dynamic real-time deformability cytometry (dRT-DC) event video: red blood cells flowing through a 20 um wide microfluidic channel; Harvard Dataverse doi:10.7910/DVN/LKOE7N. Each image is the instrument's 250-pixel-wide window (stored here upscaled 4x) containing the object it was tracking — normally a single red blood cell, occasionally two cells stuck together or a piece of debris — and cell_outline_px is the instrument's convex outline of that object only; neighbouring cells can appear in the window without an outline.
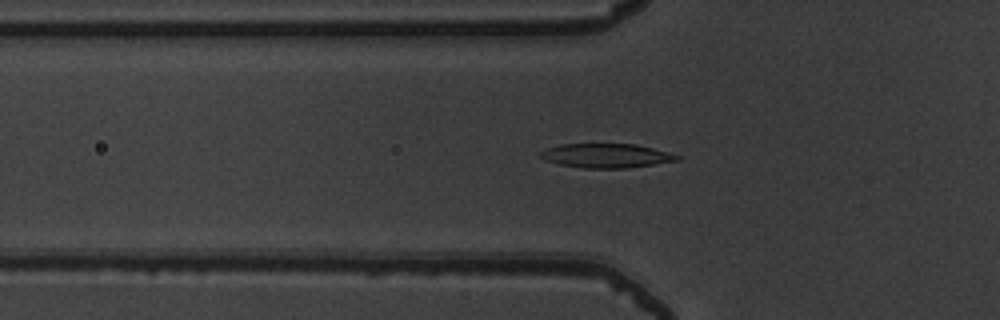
{"species": "common noctule bat (a hibernating species)", "species_latin": "Nyctalus noctula", "temperature_condition": "warm", "stored_images_in_passage": 50, "camera_frame_rate_fps": 3000, "um_per_image_px": 0.085, "animal": {"sex": "male", "body_mass_g": 19.5, "forearm_length_mm": 54.6}, "frame": {"image": 1, "passage_image": 16, "time_ms": 5.0, "image_size_px": [1000, 320], "cell_outline_px": [[680, 160], [624, 168], [584, 168], [560, 164], [544, 160], [540, 156], [540, 152], [548, 148], [560, 144], [636, 144], [668, 152], [680, 156]], "centroid_in_image_um": [51.52, 13.23], "position_along_channel_um": 74.3, "area_um2": 19.02}}
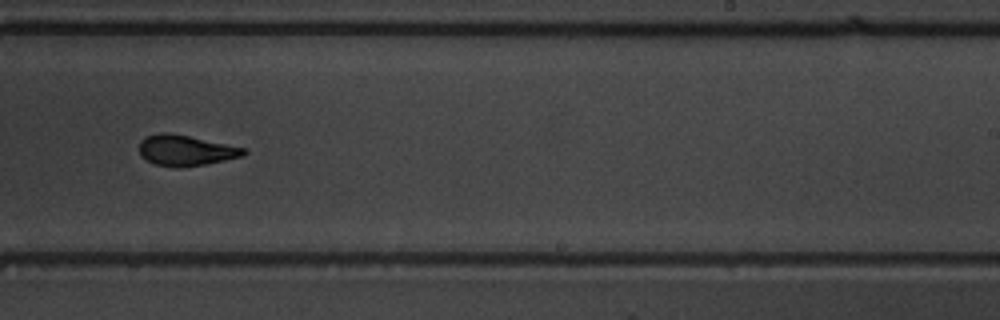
{"frame": {"image": 2, "passage_image": 31, "time_ms": 10.0, "image_size_px": [1000, 320], "cell_outline_px": [[248, 152], [244, 156], [204, 164], [180, 168], [176, 168], [156, 164], [140, 156], [140, 140], [148, 136], [160, 132], [168, 132], [188, 136], [244, 148]], "centroid_in_image_um": [15.77, 12.79], "position_along_channel_um": 273.2, "area_um2": 18.44}}
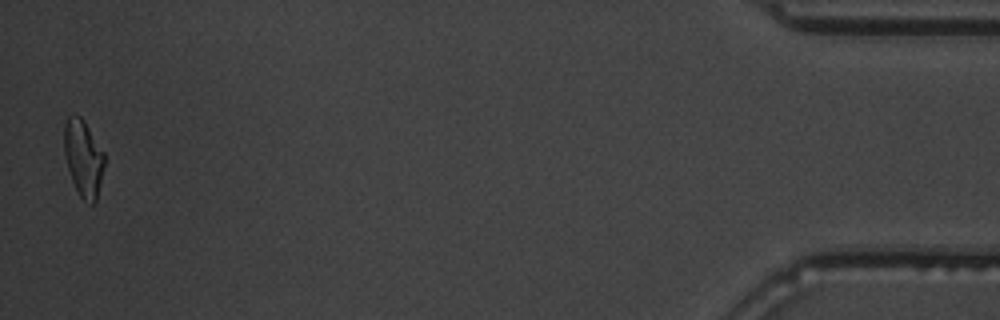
{"frame": {"image": 3, "passage_image": 49, "time_ms": 16.0, "image_size_px": [1000, 320], "cell_outline_px": [[104, 164], [96, 200], [92, 204], [84, 200], [80, 196], [72, 180], [68, 168], [64, 152], [64, 124], [68, 116], [80, 116], [84, 120], [104, 152]], "centroid_in_image_um": [7.08, 13.41], "position_along_channel_um": 428.1, "area_um2": 17.69}, "authors_computed_cell_mechanics": {"area_um2": 18.9295, "velocity_mm_per_s": 3.9787, "shape_relaxation_time_tau1_ms": 6.3481, "shape_relaxation_time_tau2_ms": 2.3629, "deformation_change_tau1": 0.1983, "deformation_change_tau2": 0.0978}}